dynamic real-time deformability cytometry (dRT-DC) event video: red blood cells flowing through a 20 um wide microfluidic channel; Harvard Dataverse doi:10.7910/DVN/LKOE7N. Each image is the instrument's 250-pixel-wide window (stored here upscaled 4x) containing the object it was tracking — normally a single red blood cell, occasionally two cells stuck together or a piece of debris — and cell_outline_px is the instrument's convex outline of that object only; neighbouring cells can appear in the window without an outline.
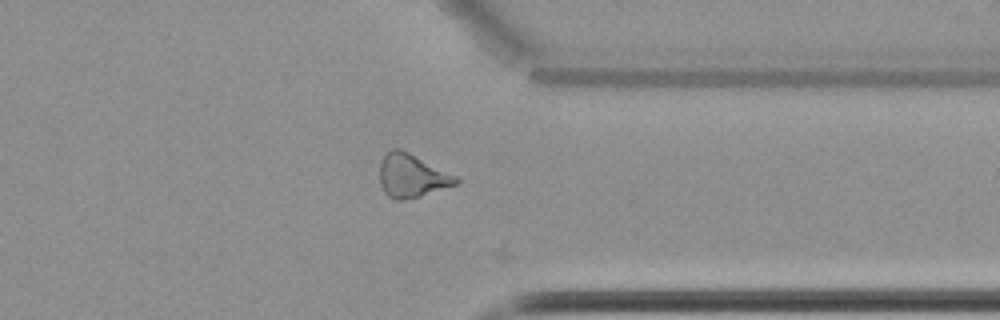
{"species": "common noctule bat (a hibernating species)", "species_latin": "Nyctalus noctula", "temperature_condition": "cold", "stored_images_in_passage": 38, "camera_frame_rate_fps": 3000, "um_per_image_px": 0.085, "animal": {"sex": "female", "body_mass_g": 22.7, "forearm_length_mm": 54.2}, "frame": {"image": 1, "passage_image": 37, "time_ms": 12.0, "image_size_px": [1000, 320], "cell_outline_px": [[460, 180], [456, 184], [420, 196], [404, 200], [396, 200], [388, 196], [384, 192], [380, 184], [380, 160], [392, 148], [400, 148], [456, 176]], "centroid_in_image_um": [34.96, 14.94], "position_along_channel_um": 376.4, "area_um2": 19.02}}